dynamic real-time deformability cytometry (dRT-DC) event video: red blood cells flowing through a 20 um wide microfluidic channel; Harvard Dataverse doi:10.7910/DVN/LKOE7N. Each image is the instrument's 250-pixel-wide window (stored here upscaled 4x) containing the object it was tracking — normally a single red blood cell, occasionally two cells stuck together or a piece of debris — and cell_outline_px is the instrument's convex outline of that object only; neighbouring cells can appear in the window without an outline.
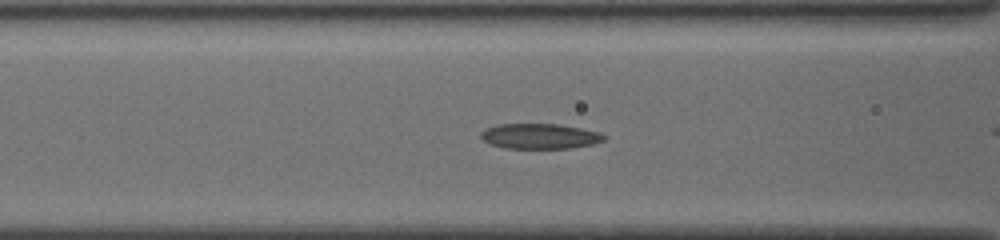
{"species": "common noctule bat (a hibernating species)", "species_latin": "Nyctalus noctula", "temperature_condition": "cold", "stored_images_in_passage": 25, "camera_frame_rate_fps": 3000, "um_per_image_px": 0.085, "animal": {"sex": "female", "body_mass_g": 19.5, "forearm_length_mm": 54.1}, "frame": {"image": 1, "passage_image": 4, "time_ms": 1.0, "image_size_px": [1000, 240], "cell_outline_px": [[604, 140], [592, 144], [572, 148], [504, 148], [492, 144], [484, 140], [480, 136], [480, 132], [496, 124], [556, 124], [580, 128], [600, 132], [604, 136]], "centroid_in_image_um": [45.87, 11.57], "position_along_channel_um": 120.7, "area_um2": 17.92}}
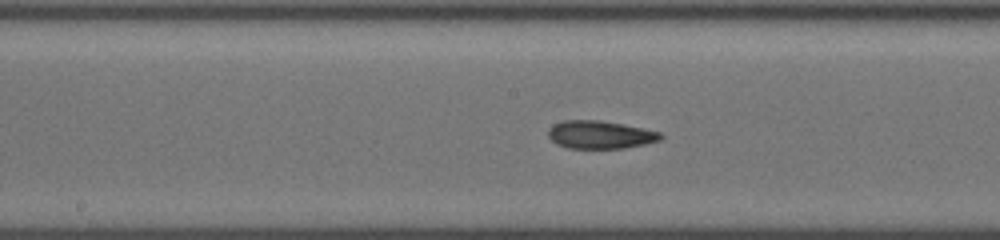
{"frame": {"image": 2, "passage_image": 10, "time_ms": 3.0, "image_size_px": [1000, 240], "cell_outline_px": [[664, 136], [660, 140], [644, 144], [624, 148], [568, 148], [556, 144], [548, 136], [548, 128], [552, 124], [564, 120], [600, 120], [644, 128], [660, 132]], "centroid_in_image_um": [50.99, 11.44], "position_along_channel_um": 197.2, "area_um2": 18.38}}
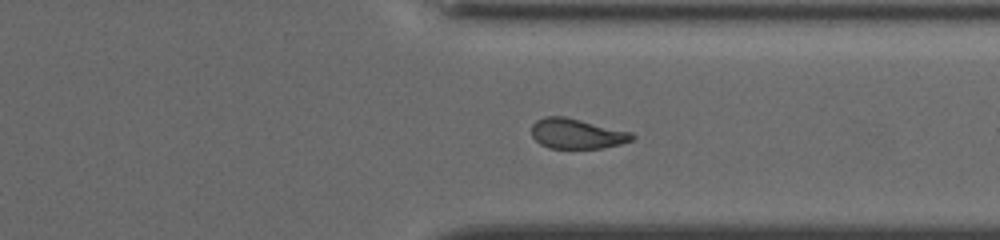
{"frame": {"image": 3, "passage_image": 23, "time_ms": 7.333, "image_size_px": [1000, 240], "cell_outline_px": [[636, 136], [632, 140], [620, 144], [604, 148], [548, 148], [540, 144], [532, 136], [532, 124], [536, 120], [544, 116], [564, 116], [632, 132]], "centroid_in_image_um": [49.02, 11.36], "position_along_channel_um": 362.4, "area_um2": 17.69}}